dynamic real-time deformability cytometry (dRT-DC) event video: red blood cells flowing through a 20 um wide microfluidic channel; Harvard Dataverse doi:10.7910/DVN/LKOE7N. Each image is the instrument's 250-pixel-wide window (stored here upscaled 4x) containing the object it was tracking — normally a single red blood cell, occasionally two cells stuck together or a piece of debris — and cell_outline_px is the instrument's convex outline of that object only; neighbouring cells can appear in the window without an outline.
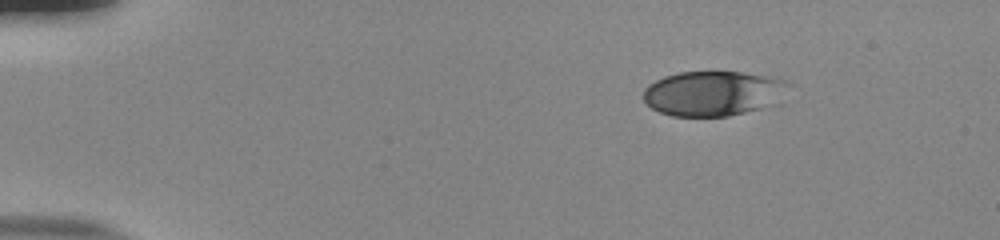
{"species": "human", "species_latin": "Homo sapiens", "temperature_condition": "room temperature", "stored_images_in_passage": 47, "camera_frame_rate_fps": 3000, "um_per_image_px": 0.085, "donor": {"sex": "male"}, "frame": {"image": 1, "passage_image": 1, "time_ms": 0.0, "image_size_px": [1000, 240], "cell_outline_px": [[792, 84], [760, 108], [728, 116], [672, 116], [660, 112], [652, 108], [644, 100], [644, 88], [648, 84], [664, 76], [680, 72], [740, 72], [764, 76], [784, 80]], "centroid_in_image_um": [60.49, 7.92], "position_along_channel_um": 24.5, "area_um2": 36.93}}
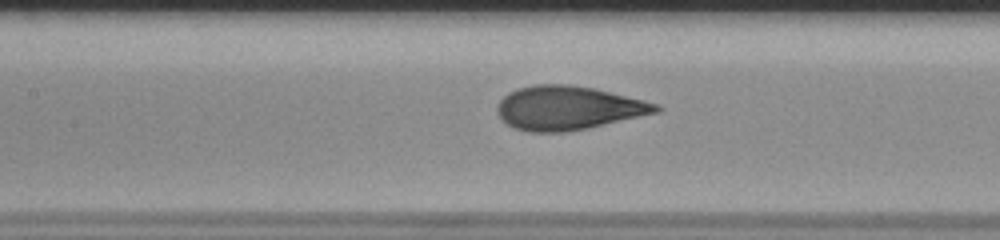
{"frame": {"image": 2, "passage_image": 19, "time_ms": 6.0, "image_size_px": [1000, 240], "cell_outline_px": [[664, 108], [660, 112], [588, 128], [568, 132], [528, 132], [512, 128], [496, 112], [496, 108], [500, 100], [508, 92], [516, 88], [532, 84], [568, 84], [592, 88], [644, 100], [656, 104]], "centroid_in_image_um": [48.27, 9.18], "position_along_channel_um": 159.1, "area_um2": 40.69}}
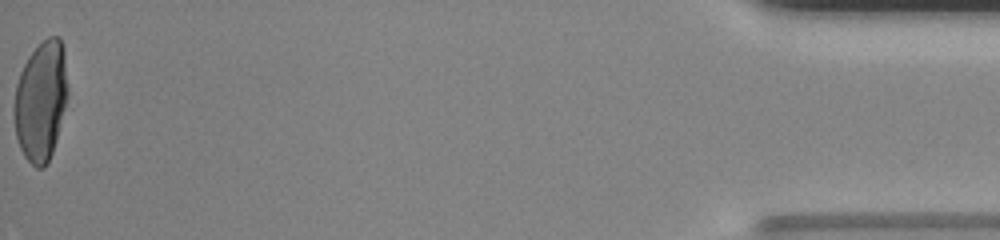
{"frame": {"image": 3, "passage_image": 47, "time_ms": 15.333, "image_size_px": [1000, 240], "cell_outline_px": [[68, 96], [56, 140], [52, 152], [44, 168], [36, 168], [24, 156], [20, 148], [16, 136], [12, 108], [16, 84], [20, 72], [28, 56], [48, 36], [60, 36], [64, 52], [68, 88]], "centroid_in_image_um": [3.47, 8.57], "position_along_channel_um": 431.7, "area_um2": 37.69}, "authors_computed_cell_mechanics": {"area_um2": 39.8242, "velocity_mm_per_s": 3.8647, "shape_relaxation_time_tau1_ms": 5.297, "shape_relaxation_time_tau2_ms": null, "deformation_change_tau1": 0.2328, "deformation_change_tau2": null}}